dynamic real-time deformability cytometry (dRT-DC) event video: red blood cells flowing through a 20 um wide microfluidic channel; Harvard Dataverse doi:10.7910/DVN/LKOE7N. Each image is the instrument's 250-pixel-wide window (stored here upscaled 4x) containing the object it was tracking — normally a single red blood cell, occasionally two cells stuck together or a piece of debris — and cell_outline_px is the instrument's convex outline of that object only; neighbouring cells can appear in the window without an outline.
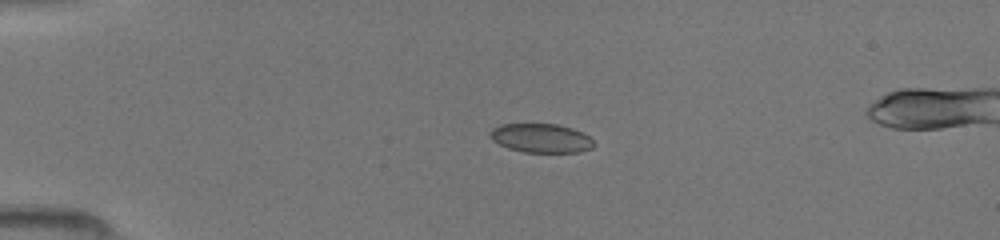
{"species": "common noctule bat (a hibernating species)", "species_latin": "Nyctalus noctula", "temperature_condition": "room temperature", "stored_images_in_passage": 21, "camera_frame_rate_fps": 3000, "um_per_image_px": 0.085, "animal": {"sex": "female", "body_mass_g": 19.5, "forearm_length_mm": 54.1}, "frame": {"image": 1, "passage_image": 1, "time_ms": 0.0, "image_size_px": [1000, 240], "cell_outline_px": [[596, 144], [592, 148], [576, 152], [524, 152], [508, 148], [492, 140], [488, 136], [488, 132], [492, 128], [500, 124], [556, 124], [572, 128], [584, 132]], "centroid_in_image_um": [45.97, 11.73], "position_along_channel_um": 39.0, "area_um2": 17.63}}
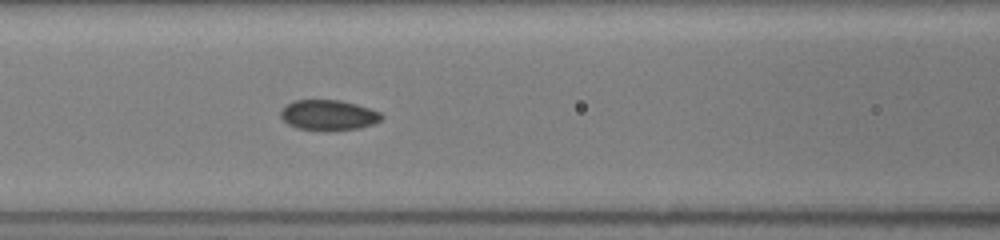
{"frame": {"image": 2, "passage_image": 11, "time_ms": 3.333, "image_size_px": [1000, 240], "cell_outline_px": [[384, 116], [380, 120], [372, 124], [360, 128], [324, 132], [296, 128], [288, 124], [280, 116], [280, 112], [292, 100], [340, 100], [356, 104], [380, 112]], "centroid_in_image_um": [27.91, 9.8], "position_along_channel_um": 138.7, "area_um2": 18.03}}
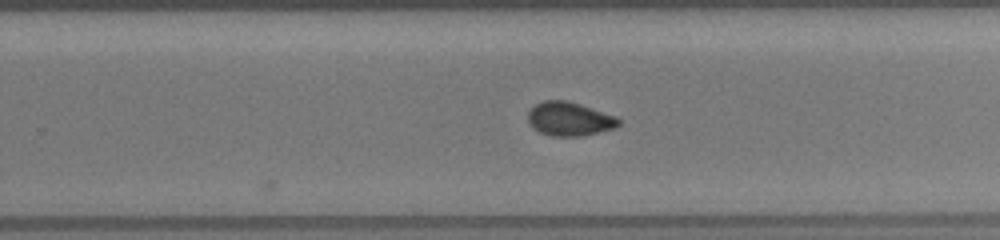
{"frame": {"image": 3, "passage_image": 21, "time_ms": 6.667, "image_size_px": [1000, 240], "cell_outline_px": [[620, 124], [612, 128], [580, 136], [552, 136], [540, 132], [532, 128], [528, 124], [528, 112], [536, 104], [544, 100], [568, 100], [616, 116], [620, 120]], "centroid_in_image_um": [48.36, 10.1], "position_along_channel_um": 281.4, "area_um2": 17.74}}